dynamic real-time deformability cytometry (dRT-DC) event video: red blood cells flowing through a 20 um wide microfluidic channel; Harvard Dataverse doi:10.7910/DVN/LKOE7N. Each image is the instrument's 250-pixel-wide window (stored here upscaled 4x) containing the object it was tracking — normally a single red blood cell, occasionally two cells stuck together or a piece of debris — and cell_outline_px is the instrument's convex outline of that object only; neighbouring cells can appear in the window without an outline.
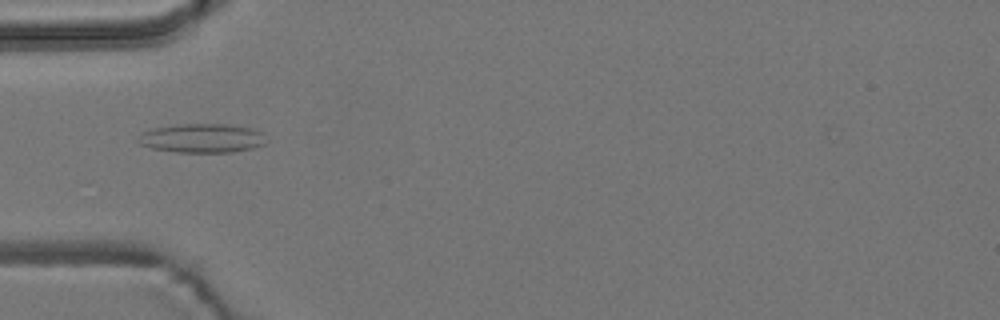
{"species": "common noctule bat (a hibernating species)", "species_latin": "Nyctalus noctula", "temperature_condition": "room temperature", "stored_images_in_passage": 6, "camera_frame_rate_fps": 3000, "um_per_image_px": 0.085, "animal": {"sex": "male", "body_mass_g": 19.2, "forearm_length_mm": 51.8}, "frame": {"image": 1, "passage_image": 5, "time_ms": 4.667, "image_size_px": [1000, 320], "cell_outline_px": [[264, 144], [252, 148], [232, 152], [176, 152], [152, 148], [140, 144], [136, 140], [140, 132], [148, 128], [176, 124], [232, 124], [252, 128], [260, 132]], "centroid_in_image_um": [17.07, 11.73], "position_along_channel_um": 67.9, "area_um2": 21.79}}